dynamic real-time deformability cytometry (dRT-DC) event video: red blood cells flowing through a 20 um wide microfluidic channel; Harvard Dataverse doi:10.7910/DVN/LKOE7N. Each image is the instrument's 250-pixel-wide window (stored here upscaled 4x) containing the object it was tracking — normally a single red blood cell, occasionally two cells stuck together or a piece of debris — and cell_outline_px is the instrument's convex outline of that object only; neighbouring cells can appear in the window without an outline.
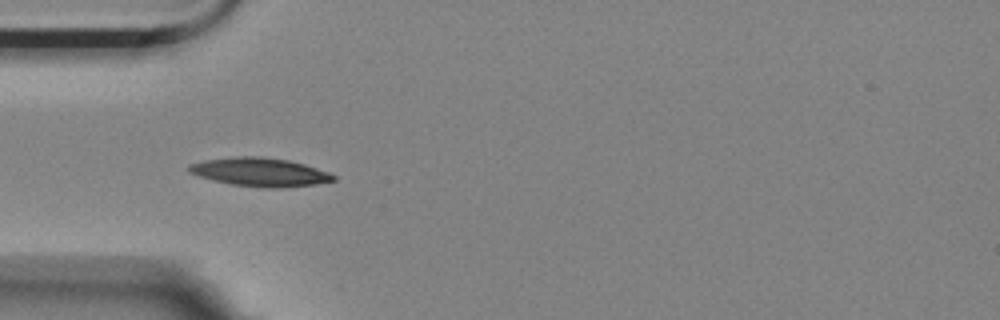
{"species": "Egyptian fruit bat (a non-hibernating species)", "species_latin": "Rousettus aegyptiacus", "temperature_condition": "room temperature", "stored_images_in_passage": 41, "camera_frame_rate_fps": 3000, "um_per_image_px": 0.085, "animal": {"sex": "female"}, "frame": {"image": 1, "passage_image": 1, "time_ms": 0.0, "image_size_px": [1000, 320], "cell_outline_px": [[336, 180], [316, 184], [276, 188], [264, 188], [232, 184], [200, 176], [188, 172], [188, 164], [204, 160], [236, 156], [260, 156], [288, 160], [304, 164], [328, 172], [336, 176]], "centroid_in_image_um": [22.1, 14.62], "position_along_channel_um": 62.9, "area_um2": 23.87}}
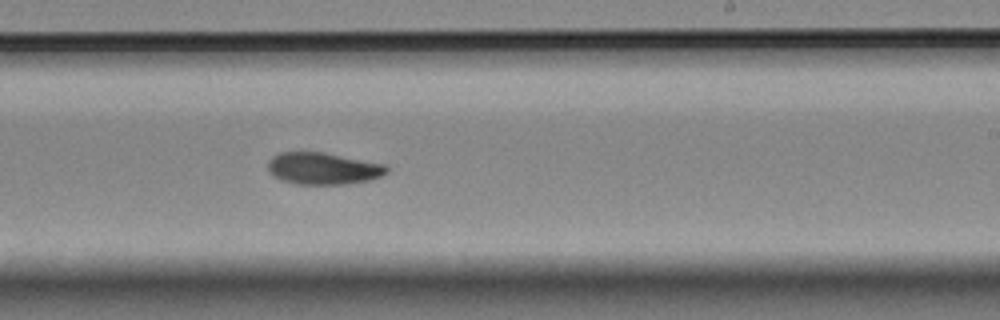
{"frame": {"image": 2, "passage_image": 18, "time_ms": 5.667, "image_size_px": [1000, 320], "cell_outline_px": [[388, 172], [380, 176], [368, 180], [348, 184], [296, 184], [272, 176], [268, 172], [268, 160], [272, 156], [280, 152], [324, 152], [384, 164], [388, 168]], "centroid_in_image_um": [27.43, 14.32], "position_along_channel_um": 261.6, "area_um2": 22.08}}
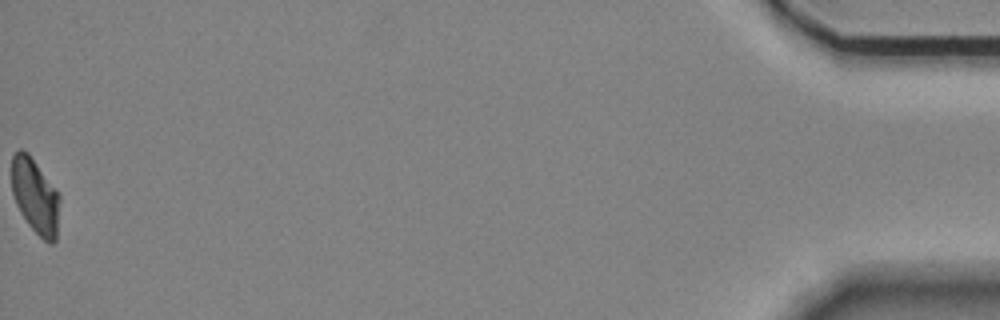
{"frame": {"image": 3, "passage_image": 41, "time_ms": 13.333, "image_size_px": [1000, 320], "cell_outline_px": [[60, 200], [56, 240], [52, 244], [48, 244], [28, 224], [20, 212], [16, 204], [12, 192], [12, 156], [20, 148], [28, 152], [60, 196]], "centroid_in_image_um": [2.99, 16.68], "position_along_channel_um": 432.2, "area_um2": 20.87}, "authors_computed_cell_mechanics": {"area_um2": 22.3108, "velocity_mm_per_s": 3.5083, "shape_relaxation_time_tau1_ms": 7.2028, "shape_relaxation_time_tau2_ms": 8.3139, "deformation_change_tau1": 0.1648, "deformation_change_tau2": 0.1173}}